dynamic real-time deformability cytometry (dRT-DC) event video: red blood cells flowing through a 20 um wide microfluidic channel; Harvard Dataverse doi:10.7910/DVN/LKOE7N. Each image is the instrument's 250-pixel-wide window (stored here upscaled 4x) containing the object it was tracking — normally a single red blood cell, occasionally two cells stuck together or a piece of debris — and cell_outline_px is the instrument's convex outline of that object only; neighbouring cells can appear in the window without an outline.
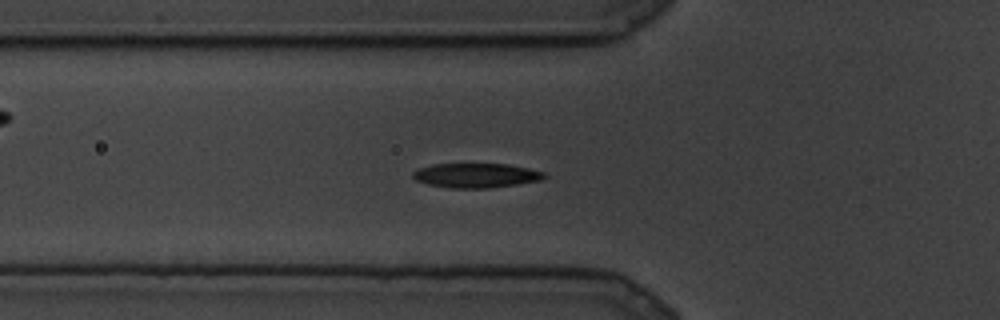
{"species": "common noctule bat (a hibernating species)", "species_latin": "Nyctalus noctula", "temperature_condition": "cold", "stored_images_in_passage": 37, "camera_frame_rate_fps": 3000, "um_per_image_px": 0.085, "animal": {"sex": "male", "body_mass_g": 19.5, "forearm_length_mm": 54.6}, "frame": {"image": 1, "passage_image": 3, "time_ms": 0.667, "image_size_px": [1000, 320], "cell_outline_px": [[548, 176], [540, 180], [516, 184], [488, 188], [448, 188], [428, 184], [416, 180], [412, 176], [412, 172], [420, 168], [432, 164], [508, 164], [528, 168], [544, 172]], "centroid_in_image_um": [40.46, 14.91], "position_along_channel_um": 85.3, "area_um2": 18.67}}
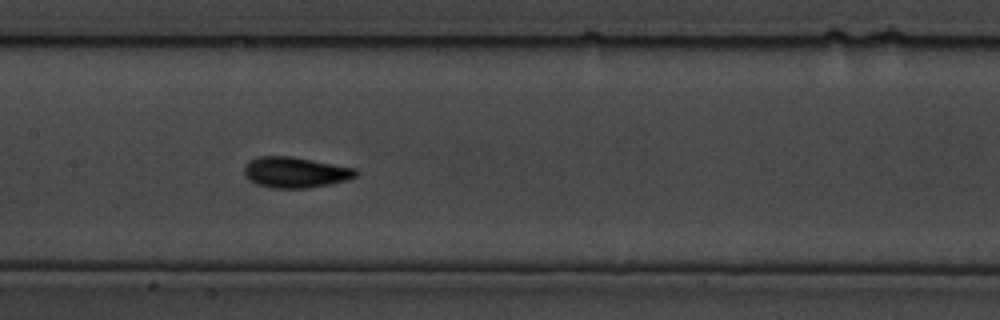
{"frame": {"image": 2, "passage_image": 16, "time_ms": 5.0, "image_size_px": [1000, 320], "cell_outline_px": [[360, 172], [356, 176], [348, 180], [308, 188], [272, 188], [256, 184], [248, 180], [244, 176], [244, 168], [248, 160], [256, 156], [292, 156], [356, 168]], "centroid_in_image_um": [25.08, 14.64], "position_along_channel_um": 182.3, "area_um2": 20.29}}
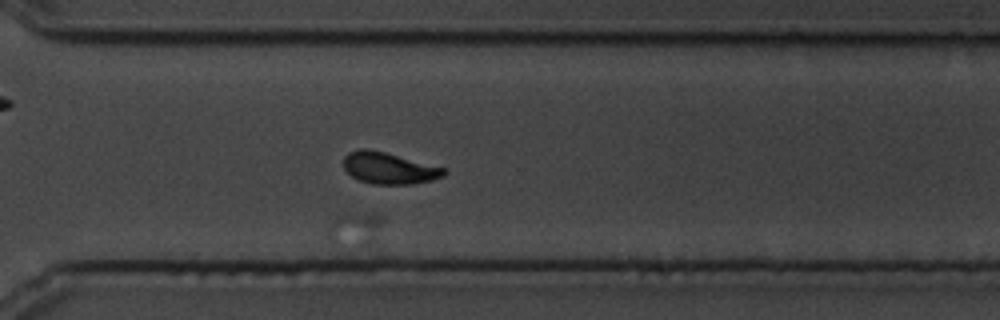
{"frame": {"image": 3, "passage_image": 37, "time_ms": 12.0, "image_size_px": [1000, 320], "cell_outline_px": [[448, 172], [444, 176], [432, 180], [412, 184], [372, 184], [360, 180], [352, 176], [344, 168], [344, 156], [348, 152], [360, 148], [368, 148], [384, 152], [444, 168]], "centroid_in_image_um": [33.05, 14.29], "position_along_channel_um": 337.6, "area_um2": 18.32}}